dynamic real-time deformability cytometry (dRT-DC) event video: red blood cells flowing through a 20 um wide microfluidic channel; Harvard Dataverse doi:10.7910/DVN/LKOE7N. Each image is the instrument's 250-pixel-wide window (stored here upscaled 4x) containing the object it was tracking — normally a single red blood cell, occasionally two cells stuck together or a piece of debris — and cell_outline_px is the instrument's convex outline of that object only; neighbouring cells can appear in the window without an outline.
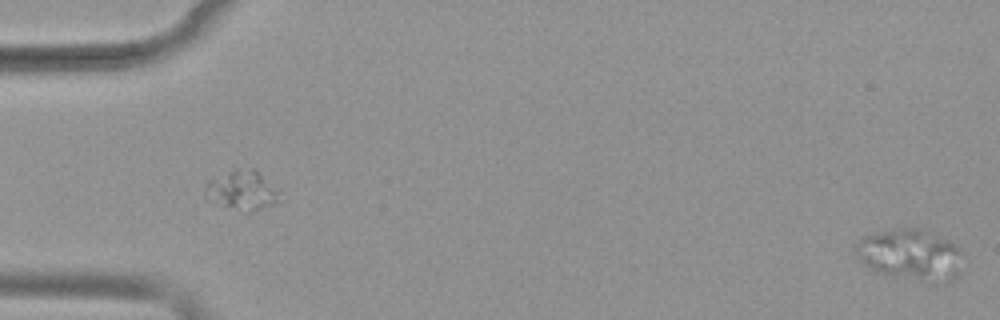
{"species": "common noctule bat (a hibernating species)", "species_latin": "Nyctalus noctula", "temperature_condition": "warm", "stored_images_in_passage": 52, "camera_frame_rate_fps": 3000, "um_per_image_px": 0.085, "animal": {"sex": "female", "body_mass_g": 19.9}, "frame": {"image": 1, "passage_image": 1, "time_ms": 0.0, "image_size_px": [1000, 320], "cell_outline_px": [[968, 260], [964, 272], [960, 276], [936, 288], [876, 272], [868, 268], [856, 256], [856, 244], [864, 236], [896, 228], [920, 228], [960, 248]], "centroid_in_image_um": [77.54, 21.78], "position_along_channel_um": 7.5, "area_um2": 33.7}}
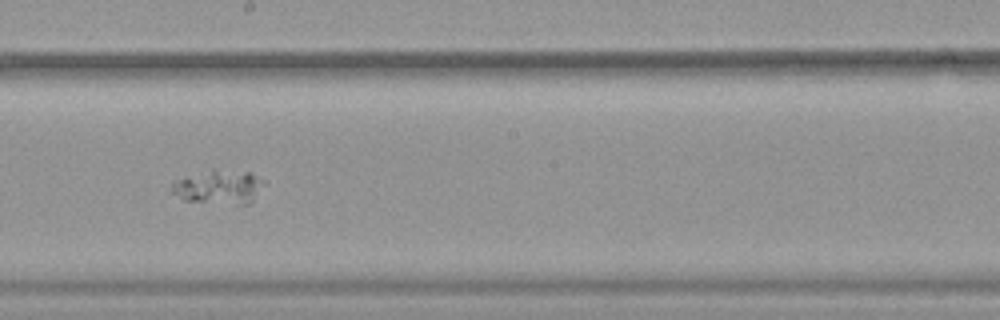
{"frame": {"image": 2, "passage_image": 30, "time_ms": 9.667, "image_size_px": [1000, 320], "cell_outline_px": [[264, 184], [252, 204], [236, 204], [184, 200], [168, 192], [172, 184], [180, 180], [212, 172], [252, 172], [264, 180]], "centroid_in_image_um": [18.67, 15.97], "position_along_channel_um": 229.5, "area_um2": 17.34}}
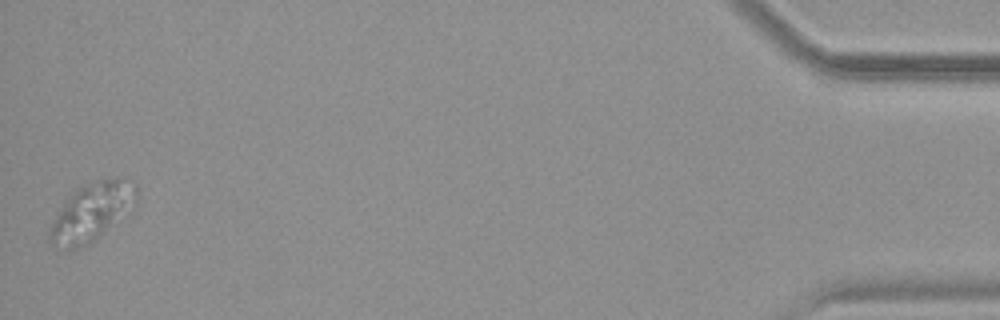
{"frame": {"image": 3, "passage_image": 52, "time_ms": 17.0, "image_size_px": [1000, 320], "cell_outline_px": [[136, 208], [128, 216], [88, 244], [80, 248], [64, 252], [56, 248], [48, 236], [48, 232], [52, 224], [68, 196], [76, 188], [108, 176], [112, 176], [136, 184]], "centroid_in_image_um": [7.84, 18.04], "position_along_channel_um": 427.4, "area_um2": 29.94}}